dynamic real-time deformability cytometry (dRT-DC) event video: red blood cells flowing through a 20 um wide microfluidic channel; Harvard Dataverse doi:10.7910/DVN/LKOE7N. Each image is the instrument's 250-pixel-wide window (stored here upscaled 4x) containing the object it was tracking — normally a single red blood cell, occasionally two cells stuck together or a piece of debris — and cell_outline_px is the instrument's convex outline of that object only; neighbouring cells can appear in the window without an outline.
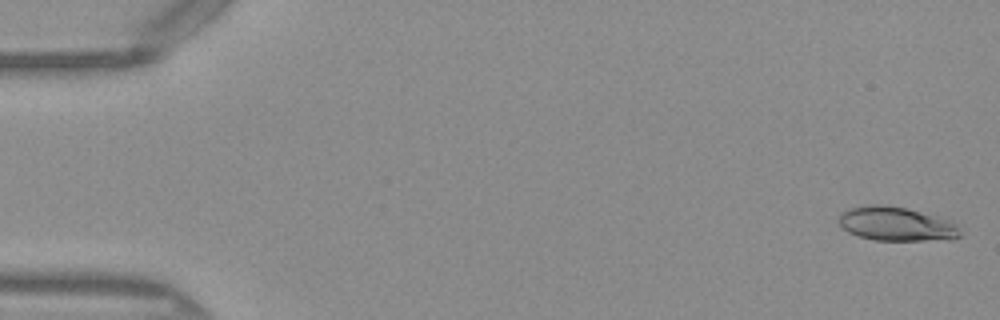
{"species": "Egyptian fruit bat (a non-hibernating species)", "species_latin": "Rousettus aegyptiacus", "temperature_condition": "warm", "stored_images_in_passage": 49, "camera_frame_rate_fps": 3000, "um_per_image_px": 0.085, "frame": {"image": 1, "passage_image": 1, "time_ms": 0.0, "image_size_px": [1000, 320], "cell_outline_px": [[960, 236], [952, 240], [876, 240], [860, 236], [848, 232], [840, 224], [840, 212], [848, 208], [868, 204], [880, 204], [904, 208], [952, 220], [956, 224], [960, 232]], "centroid_in_image_um": [76.2, 19.03], "position_along_channel_um": 8.8, "area_um2": 23.99}}
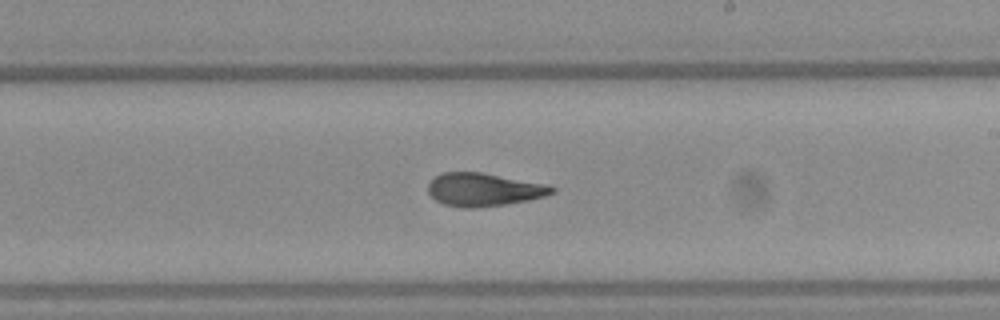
{"frame": {"image": 2, "passage_image": 29, "time_ms": 9.333, "image_size_px": [1000, 320], "cell_outline_px": [[556, 192], [544, 196], [528, 200], [504, 204], [476, 208], [464, 208], [444, 204], [436, 200], [428, 192], [428, 184], [440, 172], [480, 172], [548, 184], [556, 188]], "centroid_in_image_um": [41.13, 16.11], "position_along_channel_um": 247.9, "area_um2": 23.87}}
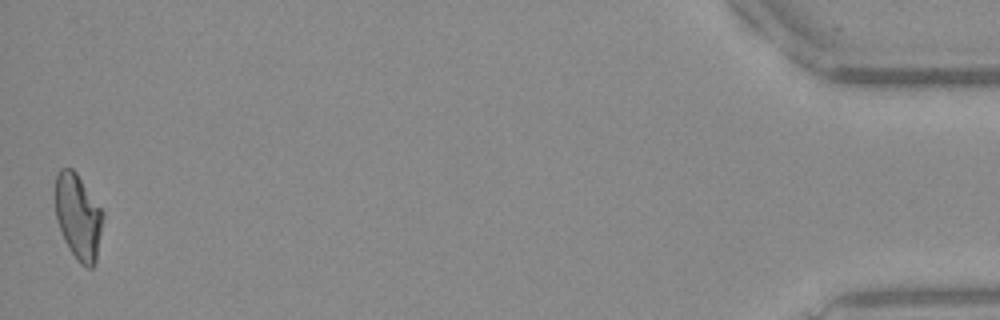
{"frame": {"image": 3, "passage_image": 49, "time_ms": 16.0, "image_size_px": [1000, 320], "cell_outline_px": [[104, 216], [96, 264], [92, 268], [88, 268], [80, 264], [76, 260], [68, 248], [64, 240], [56, 220], [56, 176], [60, 168], [72, 168], [76, 172], [104, 212]], "centroid_in_image_um": [6.67, 18.47], "position_along_channel_um": 428.5, "area_um2": 23.99}, "authors_computed_cell_mechanics": {"area_um2": 23.987, "velocity_mm_per_s": 4.0937, "shape_relaxation_time_tau1_ms": null, "shape_relaxation_time_tau2_ms": 1.7389, "deformation_change_tau1": null, "deformation_change_tau2": 0.0895}}